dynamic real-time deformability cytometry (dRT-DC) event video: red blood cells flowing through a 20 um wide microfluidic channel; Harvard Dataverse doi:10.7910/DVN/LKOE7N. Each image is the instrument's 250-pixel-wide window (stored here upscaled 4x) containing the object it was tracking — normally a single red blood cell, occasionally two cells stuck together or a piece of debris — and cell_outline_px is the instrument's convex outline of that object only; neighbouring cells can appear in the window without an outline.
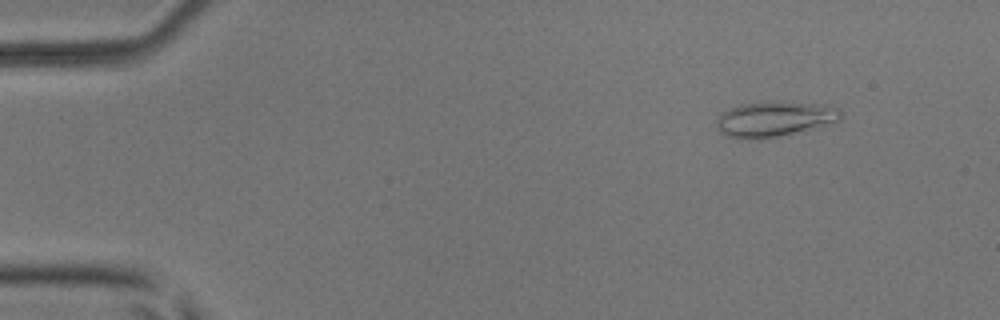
{"species": "common noctule bat (a hibernating species)", "species_latin": "Nyctalus noctula", "temperature_condition": "room temperature", "stored_images_in_passage": 52, "camera_frame_rate_fps": 3000, "um_per_image_px": 0.085, "animal": {"sex": "male", "body_mass_g": 17.9, "forearm_length_mm": 54.2}, "frame": {"image": 1, "passage_image": 6, "time_ms": 1.667, "image_size_px": [1000, 320], "cell_outline_px": [[840, 120], [836, 124], [820, 128], [756, 140], [744, 140], [724, 136], [716, 128], [716, 120], [724, 112], [740, 104], [832, 104], [840, 108]], "centroid_in_image_um": [65.88, 10.18], "position_along_channel_um": 19.1, "area_um2": 25.32}}
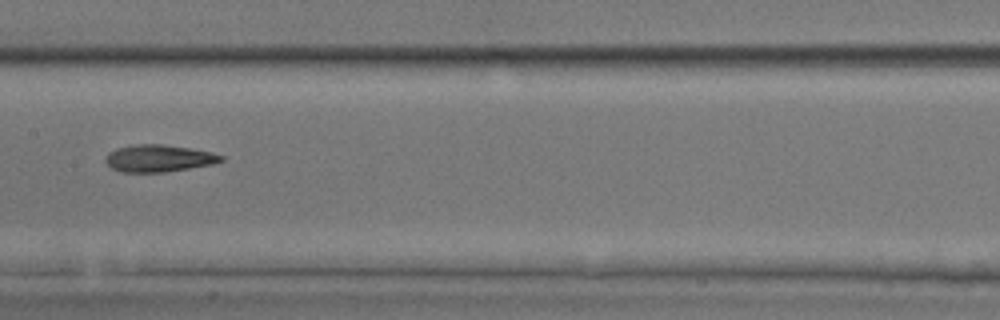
{"frame": {"image": 2, "passage_image": 27, "time_ms": 8.667, "image_size_px": [1000, 320], "cell_outline_px": [[224, 160], [212, 164], [164, 172], [120, 172], [112, 168], [104, 160], [104, 156], [108, 152], [116, 148], [136, 144], [160, 144], [188, 148], [212, 152], [224, 156]], "centroid_in_image_um": [13.45, 13.45], "position_along_channel_um": 193.9, "area_um2": 18.21}}
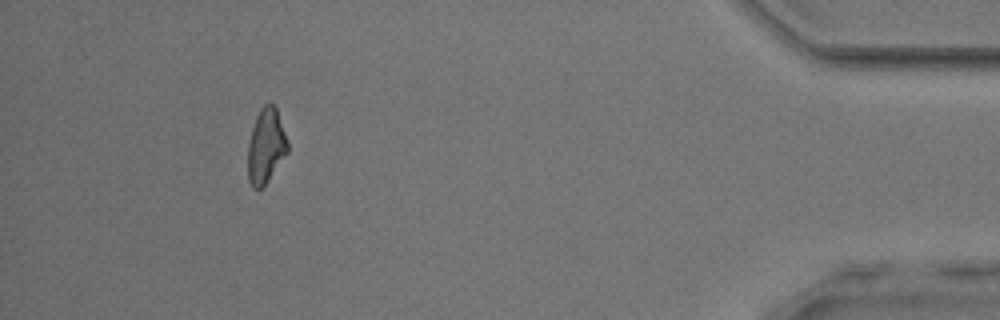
{"frame": {"image": 3, "passage_image": 48, "time_ms": 15.667, "image_size_px": [1000, 320], "cell_outline_px": [[288, 152], [264, 184], [260, 188], [252, 188], [248, 180], [248, 144], [252, 128], [256, 116], [260, 108], [264, 104], [272, 104], [276, 108], [288, 140]], "centroid_in_image_um": [22.6, 12.39], "position_along_channel_um": 412.6, "area_um2": 17.11}, "authors_computed_cell_mechanics": {"area_um2": 18.3226, "velocity_mm_per_s": 3.9686, "shape_relaxation_time_tau1_ms": 7.5055, "shape_relaxation_time_tau2_ms": 4.4762, "deformation_change_tau1": 0.1939, "deformation_change_tau2": 0.1559}}